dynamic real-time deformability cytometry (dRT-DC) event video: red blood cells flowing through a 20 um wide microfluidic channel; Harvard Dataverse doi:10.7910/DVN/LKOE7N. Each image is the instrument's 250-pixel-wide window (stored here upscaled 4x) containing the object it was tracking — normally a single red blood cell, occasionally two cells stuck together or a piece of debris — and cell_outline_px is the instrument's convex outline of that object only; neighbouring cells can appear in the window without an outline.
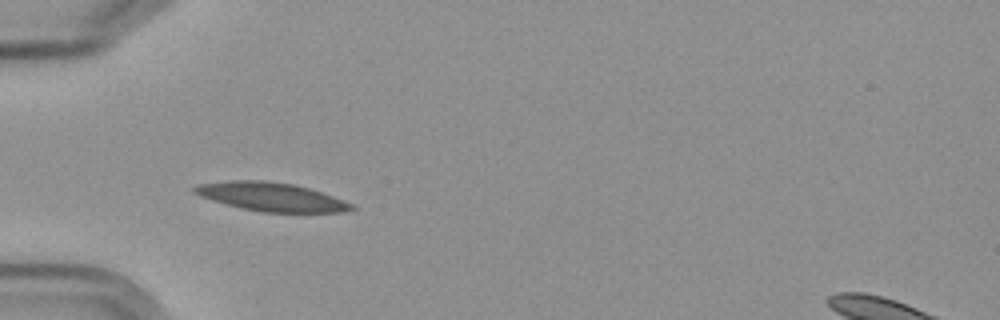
{"species": "Egyptian fruit bat (a non-hibernating species)", "species_latin": "Rousettus aegyptiacus", "temperature_condition": "cold", "stored_images_in_passage": 5, "camera_frame_rate_fps": 3000, "um_per_image_px": 0.085, "frame": {"image": 1, "passage_image": 4, "time_ms": 3.667, "image_size_px": [1000, 320], "cell_outline_px": [[356, 208], [344, 212], [260, 212], [240, 208], [212, 200], [200, 196], [192, 192], [192, 188], [196, 184], [232, 180], [260, 180], [292, 184], [308, 188], [344, 200], [352, 204]], "centroid_in_image_um": [23.01, 16.73], "position_along_channel_um": 62.0, "area_um2": 26.07}}
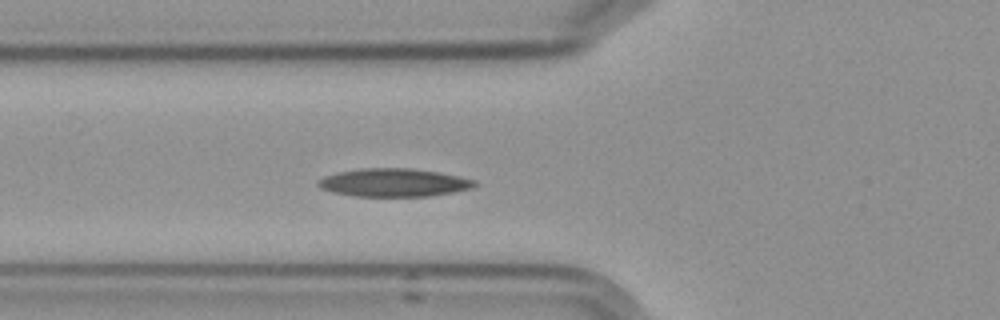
{"frame": {"image": 2, "passage_image": 5, "time_ms": 4.667, "image_size_px": [1000, 320], "cell_outline_px": [[476, 184], [472, 188], [452, 192], [428, 196], [352, 196], [332, 192], [320, 188], [316, 184], [324, 176], [340, 172], [364, 168], [412, 168], [440, 172], [460, 176], [476, 180]], "centroid_in_image_um": [33.49, 15.52], "position_along_channel_um": 92.3, "area_um2": 25.61}}